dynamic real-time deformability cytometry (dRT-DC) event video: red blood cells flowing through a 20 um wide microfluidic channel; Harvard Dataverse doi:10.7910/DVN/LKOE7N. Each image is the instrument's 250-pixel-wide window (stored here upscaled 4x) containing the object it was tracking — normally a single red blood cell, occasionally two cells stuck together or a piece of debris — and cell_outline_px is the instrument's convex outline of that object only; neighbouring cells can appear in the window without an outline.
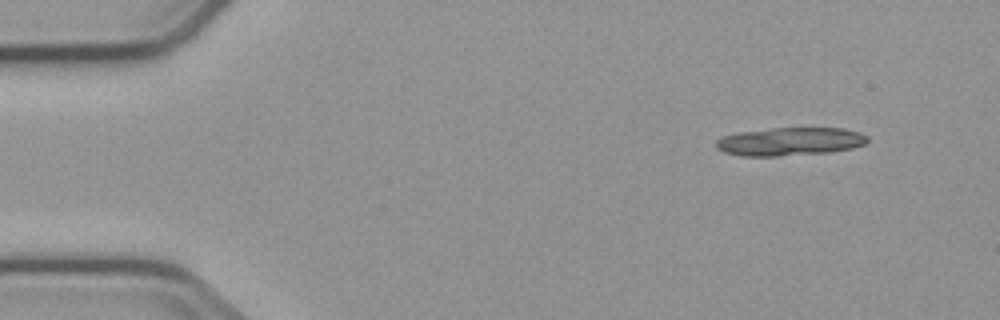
{"species": "common noctule bat (a hibernating species)", "species_latin": "Nyctalus noctula", "temperature_condition": "cold", "stored_images_in_passage": 6, "camera_frame_rate_fps": 3000, "um_per_image_px": 0.085, "animal": {"sex": "male", "body_mass_g": 23.1, "forearm_length_mm": 52.7}, "frame": {"image": 1, "passage_image": 1, "time_ms": 0.0, "image_size_px": [1000, 320], "cell_outline_px": [[868, 140], [864, 144], [852, 148], [832, 152], [780, 156], [740, 156], [724, 152], [716, 148], [716, 140], [724, 136], [740, 132], [772, 128], [844, 128], [860, 132], [868, 136]], "centroid_in_image_um": [67.16, 12.03], "position_along_channel_um": 17.8, "area_um2": 24.97}}